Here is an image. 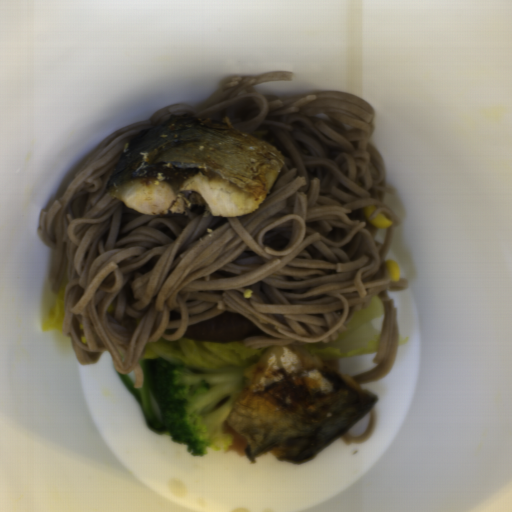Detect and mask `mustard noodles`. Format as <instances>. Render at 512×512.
Instances as JSON below:
<instances>
[{"instance_id": "1", "label": "mustard noodles", "mask_w": 512, "mask_h": 512, "mask_svg": "<svg viewBox=\"0 0 512 512\" xmlns=\"http://www.w3.org/2000/svg\"><path fill=\"white\" fill-rule=\"evenodd\" d=\"M293 72L234 76L203 107L170 104L146 121L114 131L93 152L61 198L41 211L36 235L52 254L54 295L64 278L63 336L80 365L109 352L114 371L144 384L148 343L184 338L187 327L238 312L261 335L250 349L333 342L354 312L378 297L384 320L376 367L350 377L360 385L396 364L399 308L389 291L386 255L399 220L385 161L370 143L374 107L348 92L320 90L278 98L254 86L292 81ZM229 118L236 129L285 154L263 203L238 217L140 214L114 199L107 182L123 148L170 115ZM393 224H370L368 204Z\"/></svg>"}, {"instance_id": "2", "label": "mustard noodles", "mask_w": 512, "mask_h": 512, "mask_svg": "<svg viewBox=\"0 0 512 512\" xmlns=\"http://www.w3.org/2000/svg\"><path fill=\"white\" fill-rule=\"evenodd\" d=\"M367 412L369 413L370 420H369L367 429L363 435L350 436L349 432H347V431L341 435V439L346 443L347 446L354 445V444H361L362 442H364L365 440L370 438V436L375 428L378 412L374 405Z\"/></svg>"}]
</instances>
